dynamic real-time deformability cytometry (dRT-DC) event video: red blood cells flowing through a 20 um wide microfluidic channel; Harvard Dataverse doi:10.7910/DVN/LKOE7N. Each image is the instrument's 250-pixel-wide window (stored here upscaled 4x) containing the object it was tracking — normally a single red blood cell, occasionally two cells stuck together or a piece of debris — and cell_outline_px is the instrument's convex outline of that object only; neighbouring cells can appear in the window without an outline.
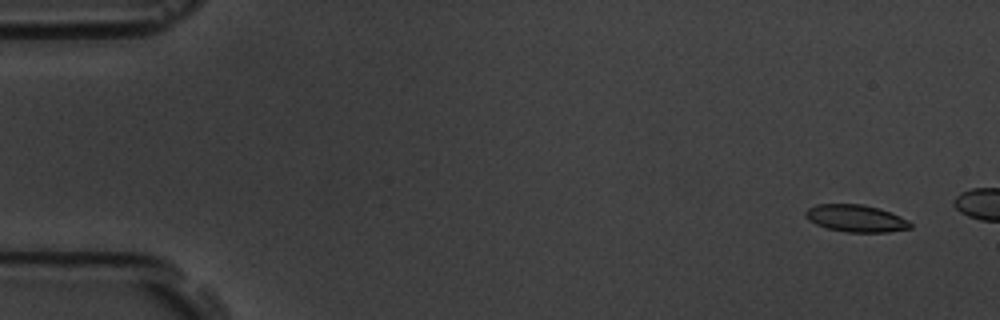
{"species": "common noctule bat (a hibernating species)", "species_latin": "Nyctalus noctula", "temperature_condition": "room temperature", "stored_images_in_passage": 4, "camera_frame_rate_fps": 3000, "um_per_image_px": 0.085, "animal": {"sex": "male", "body_mass_g": 19.5, "forearm_length_mm": 54.6}, "frame": {"image": 1, "passage_image": 1, "time_ms": 0.0, "image_size_px": [1000, 320], "cell_outline_px": [[912, 228], [888, 232], [848, 232], [824, 228], [808, 220], [804, 216], [804, 212], [808, 208], [816, 204], [864, 204], [880, 208], [900, 216], [908, 220], [912, 224]], "centroid_in_image_um": [72.74, 18.56], "position_along_channel_um": 12.3, "area_um2": 16.82}}